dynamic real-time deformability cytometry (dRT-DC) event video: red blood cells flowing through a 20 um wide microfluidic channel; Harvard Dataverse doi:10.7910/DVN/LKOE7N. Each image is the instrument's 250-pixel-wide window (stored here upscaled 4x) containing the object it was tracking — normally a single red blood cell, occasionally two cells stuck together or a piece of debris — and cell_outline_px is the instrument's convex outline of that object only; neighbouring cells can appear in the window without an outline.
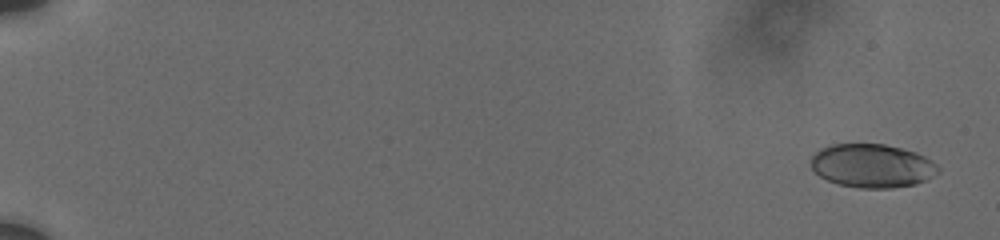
{"species": "human", "species_latin": "Homo sapiens", "temperature_condition": "cold", "stored_images_in_passage": 19, "camera_frame_rate_fps": 3000, "um_per_image_px": 0.085, "donor": {"sex": "male"}, "frame": {"image": 1, "passage_image": 1, "time_ms": 0.0, "image_size_px": [1000, 240], "cell_outline_px": [[940, 172], [928, 180], [916, 184], [892, 188], [860, 188], [840, 184], [828, 180], [820, 176], [812, 168], [812, 156], [820, 148], [832, 144], [884, 144], [916, 152], [932, 160], [940, 168]], "centroid_in_image_um": [74.18, 14.09], "position_along_channel_um": 10.8, "area_um2": 32.37}}
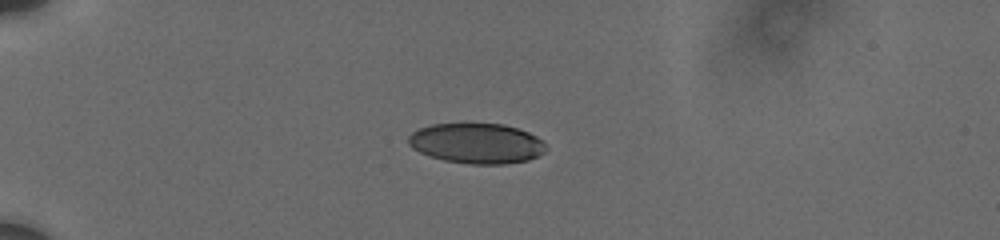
{"frame": {"image": 2, "passage_image": 12, "time_ms": 5.0, "image_size_px": [1000, 240], "cell_outline_px": [[548, 148], [544, 152], [528, 160], [504, 164], [472, 164], [444, 160], [428, 156], [412, 148], [408, 144], [408, 136], [412, 132], [420, 128], [432, 124], [504, 124], [528, 132], [544, 140]], "centroid_in_image_um": [40.53, 12.19], "position_along_channel_um": 44.5, "area_um2": 32.31}}
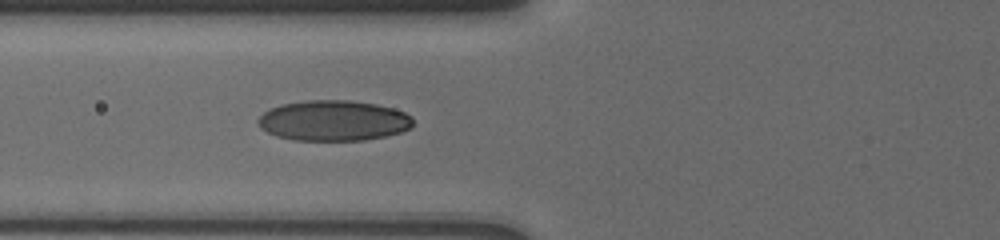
{"frame": {"image": 3, "passage_image": 19, "time_ms": 7.667, "image_size_px": [1000, 240], "cell_outline_px": [[412, 128], [400, 132], [384, 136], [364, 140], [292, 140], [276, 136], [260, 128], [256, 120], [268, 108], [280, 104], [308, 100], [348, 100], [376, 104], [392, 108], [404, 112], [412, 116]], "centroid_in_image_um": [28.31, 10.25], "position_along_channel_um": 97.5, "area_um2": 36.7}}